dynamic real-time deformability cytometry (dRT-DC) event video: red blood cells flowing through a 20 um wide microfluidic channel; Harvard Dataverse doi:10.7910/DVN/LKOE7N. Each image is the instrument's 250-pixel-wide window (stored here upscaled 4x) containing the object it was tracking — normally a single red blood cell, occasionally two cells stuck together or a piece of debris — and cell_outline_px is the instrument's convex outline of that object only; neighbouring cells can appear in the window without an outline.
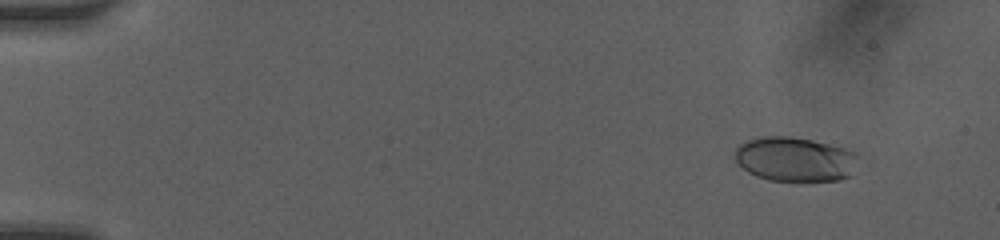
{"species": "human", "species_latin": "Homo sapiens", "temperature_condition": "room temperature", "stored_images_in_passage": 51, "camera_frame_rate_fps": 3000, "um_per_image_px": 0.085, "donor": {"sex": "female"}, "frame": {"image": 1, "passage_image": 6, "time_ms": 1.667, "image_size_px": [1000, 240], "cell_outline_px": [[856, 156], [848, 176], [836, 180], [768, 180], [756, 176], [748, 172], [736, 160], [736, 148], [740, 144], [748, 140], [760, 136], [792, 136], [812, 140], [848, 148], [856, 152]], "centroid_in_image_um": [67.53, 13.5], "position_along_channel_um": 17.5, "area_um2": 31.44}}
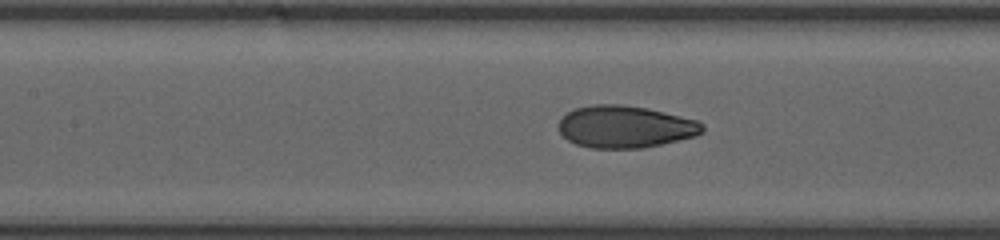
{"frame": {"image": 2, "passage_image": 25, "time_ms": 8.0, "image_size_px": [1000, 240], "cell_outline_px": [[704, 132], [696, 136], [660, 144], [640, 148], [592, 148], [576, 144], [568, 140], [560, 132], [560, 120], [568, 112], [576, 108], [592, 104], [620, 104], [644, 108], [680, 116], [696, 120], [704, 124]], "centroid_in_image_um": [53.15, 10.78], "position_along_channel_um": 154.3, "area_um2": 34.97}}
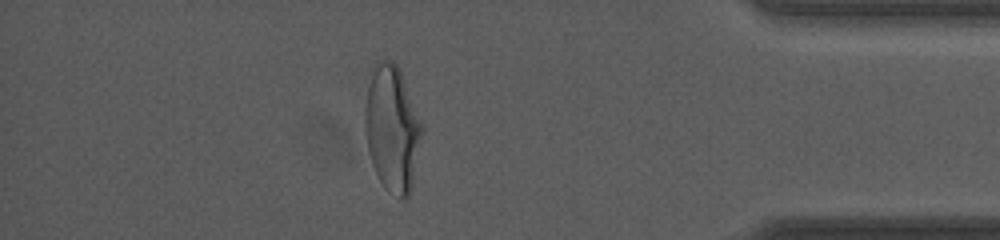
{"frame": {"image": 3, "passage_image": 45, "time_ms": 14.667, "image_size_px": [1000, 240], "cell_outline_px": [[424, 132], [412, 184], [408, 196], [400, 200], [384, 188], [372, 164], [368, 152], [364, 128], [364, 108], [368, 88], [376, 60], [388, 60], [396, 64], [404, 80], [424, 128]], "centroid_in_image_um": [33.34, 10.97], "position_along_channel_um": 401.9, "area_um2": 41.85}, "authors_computed_cell_mechanics": {"area_um2": 34.9112, "velocity_mm_per_s": 4.1957, "shape_relaxation_time_tau1_ms": 5.0644, "shape_relaxation_time_tau2_ms": 0.6621, "deformation_change_tau1": 0.2083, "deformation_change_tau2": 0.0627}}